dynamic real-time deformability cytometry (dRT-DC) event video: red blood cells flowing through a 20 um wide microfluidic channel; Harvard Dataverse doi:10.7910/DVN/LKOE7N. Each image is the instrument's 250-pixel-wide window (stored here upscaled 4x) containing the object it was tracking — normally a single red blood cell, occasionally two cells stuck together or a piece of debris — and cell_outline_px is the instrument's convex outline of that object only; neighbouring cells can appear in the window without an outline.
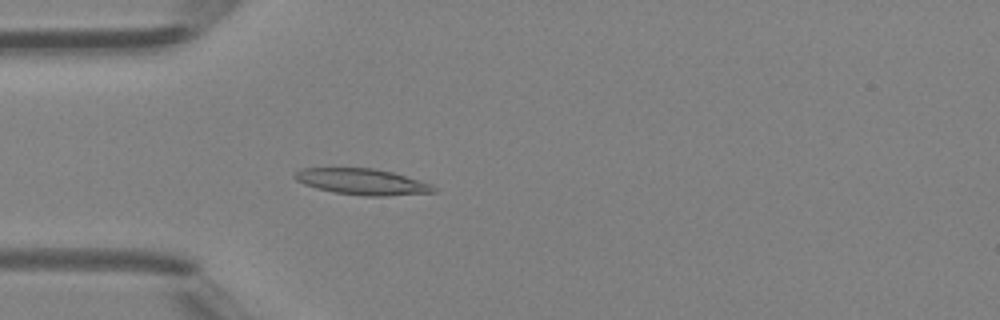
{"species": "Egyptian fruit bat (a non-hibernating species)", "species_latin": "Rousettus aegyptiacus", "temperature_condition": "room temperature", "stored_images_in_passage": 43, "camera_frame_rate_fps": 3000, "um_per_image_px": 0.085, "animal": {"sex": "female"}, "frame": {"image": 1, "passage_image": 10, "time_ms": 3.0, "image_size_px": [1000, 320], "cell_outline_px": [[436, 192], [388, 196], [364, 196], [332, 192], [316, 188], [304, 184], [296, 180], [292, 176], [300, 168], [372, 168], [392, 172], [432, 184], [436, 188]], "centroid_in_image_um": [30.77, 15.45], "position_along_channel_um": 54.2, "area_um2": 21.15}}
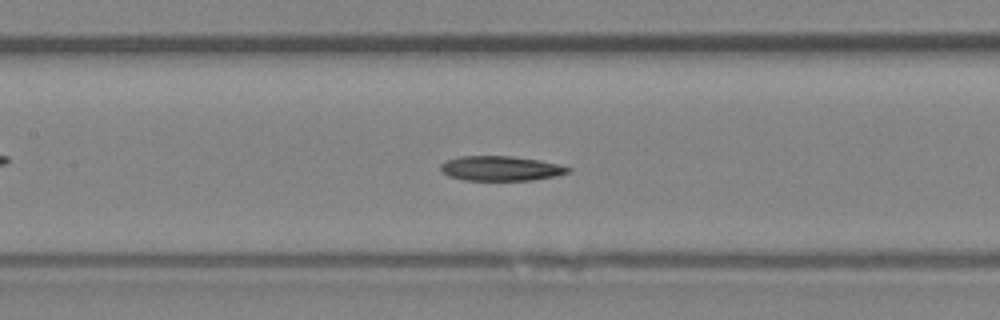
{"frame": {"image": 2, "passage_image": 18, "time_ms": 5.667, "image_size_px": [1000, 320], "cell_outline_px": [[572, 172], [556, 176], [532, 180], [464, 180], [448, 176], [440, 172], [440, 164], [448, 160], [460, 156], [512, 156], [540, 160], [572, 168]], "centroid_in_image_um": [42.56, 14.32], "position_along_channel_um": 164.8, "area_um2": 18.5}}
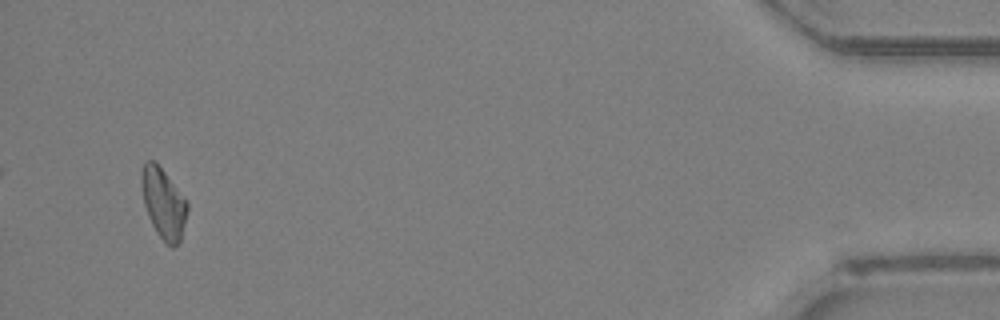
{"frame": {"image": 3, "passage_image": 41, "time_ms": 13.333, "image_size_px": [1000, 320], "cell_outline_px": [[188, 208], [180, 240], [172, 248], [156, 232], [152, 224], [144, 204], [140, 184], [140, 172], [144, 160], [152, 160], [164, 172], [188, 200]], "centroid_in_image_um": [13.87, 17.23], "position_along_channel_um": 421.3, "area_um2": 18.67}, "authors_computed_cell_mechanics": {"area_um2": 18.785, "velocity_mm_per_s": 4.4073, "shape_relaxation_time_tau1_ms": null, "shape_relaxation_time_tau2_ms": 7.8586, "deformation_change_tau1": null, "deformation_change_tau2": 0.1674}}